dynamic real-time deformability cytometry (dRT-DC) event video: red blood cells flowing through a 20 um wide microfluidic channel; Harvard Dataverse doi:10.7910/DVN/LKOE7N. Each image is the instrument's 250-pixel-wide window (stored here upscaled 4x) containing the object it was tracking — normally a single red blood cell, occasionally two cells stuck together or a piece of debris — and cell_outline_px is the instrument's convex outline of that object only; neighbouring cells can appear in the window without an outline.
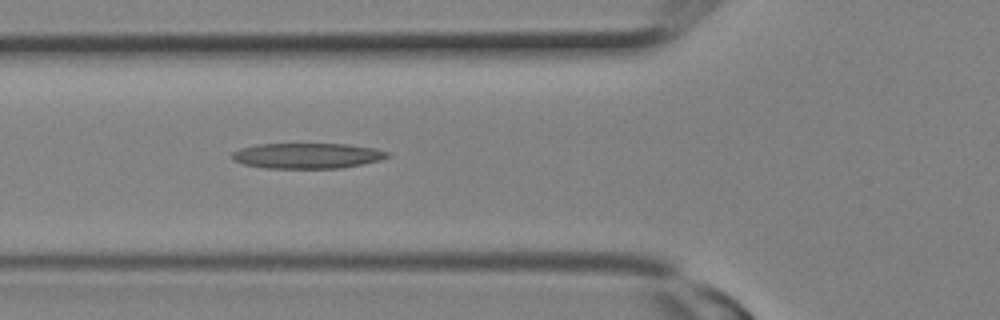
{"species": "Egyptian fruit bat (a non-hibernating species)", "species_latin": "Rousettus aegyptiacus", "temperature_condition": "room temperature", "stored_images_in_passage": 8, "camera_frame_rate_fps": 3000, "um_per_image_px": 0.085, "animal": {"sex": "female"}, "frame": {"image": 1, "passage_image": 8, "time_ms": 2.333, "image_size_px": [1000, 320], "cell_outline_px": [[392, 156], [380, 160], [340, 168], [264, 168], [244, 164], [232, 160], [232, 152], [240, 148], [256, 144], [348, 144], [376, 148], [392, 152]], "centroid_in_image_um": [26.15, 13.23], "position_along_channel_um": 99.7, "area_um2": 23.24}}